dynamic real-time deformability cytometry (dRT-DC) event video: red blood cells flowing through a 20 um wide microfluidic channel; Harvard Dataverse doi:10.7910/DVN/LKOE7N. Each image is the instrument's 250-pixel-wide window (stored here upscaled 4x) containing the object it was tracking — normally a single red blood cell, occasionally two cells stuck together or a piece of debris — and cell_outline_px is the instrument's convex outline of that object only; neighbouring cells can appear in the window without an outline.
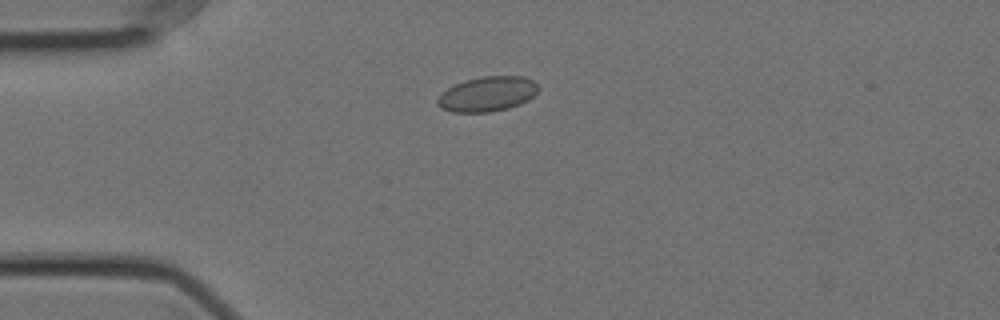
{"species": "Egyptian fruit bat (a non-hibernating species)", "species_latin": "Rousettus aegyptiacus", "temperature_condition": "cold", "stored_images_in_passage": 48, "camera_frame_rate_fps": 3000, "um_per_image_px": 0.085, "animal": {"sex": "female"}, "frame": {"image": 1, "passage_image": 5, "time_ms": 1.333, "image_size_px": [1000, 320], "cell_outline_px": [[540, 88], [528, 100], [520, 104], [508, 108], [488, 112], [452, 112], [440, 108], [436, 104], [436, 100], [440, 92], [464, 80], [484, 76], [520, 76], [532, 80]], "centroid_in_image_um": [41.38, 7.99], "position_along_channel_um": 43.6, "area_um2": 20.52}}
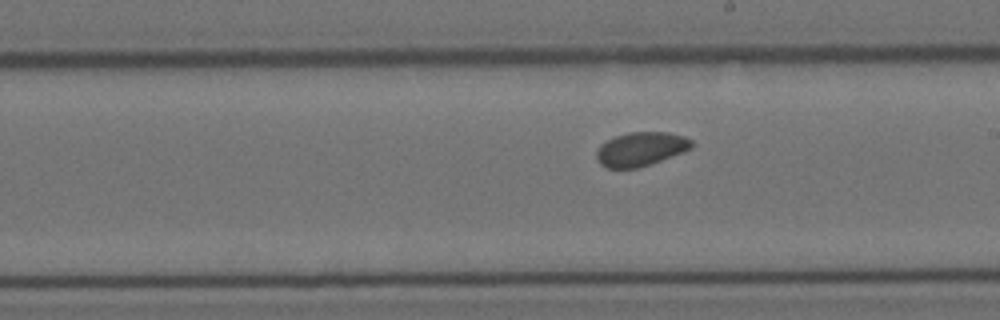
{"frame": {"image": 2, "passage_image": 23, "time_ms": 7.333, "image_size_px": [1000, 320], "cell_outline_px": [[692, 148], [684, 152], [636, 168], [608, 168], [600, 164], [596, 160], [596, 152], [600, 144], [616, 136], [628, 132], [668, 132], [684, 136], [692, 140]], "centroid_in_image_um": [54.45, 12.66], "position_along_channel_um": 234.5, "area_um2": 18.73}}
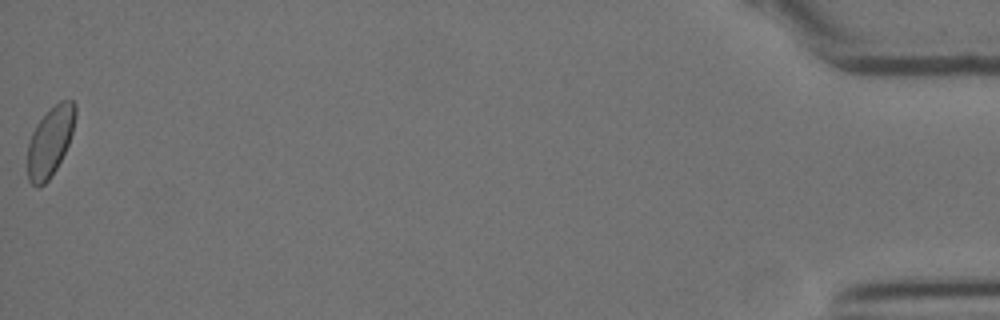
{"frame": {"image": 3, "passage_image": 48, "time_ms": 15.667, "image_size_px": [1000, 320], "cell_outline_px": [[76, 116], [72, 132], [68, 144], [56, 168], [48, 180], [44, 184], [36, 188], [28, 180], [28, 144], [32, 132], [36, 124], [60, 100], [72, 100], [76, 104]], "centroid_in_image_um": [4.26, 12.03], "position_along_channel_um": 430.9, "area_um2": 19.07}, "authors_computed_cell_mechanics": {"area_um2": 19.2474, "velocity_mm_per_s": 3.525, "shape_relaxation_time_tau1_ms": null, "shape_relaxation_time_tau2_ms": 6.222, "deformation_change_tau1": null, "deformation_change_tau2": 0.0532}}